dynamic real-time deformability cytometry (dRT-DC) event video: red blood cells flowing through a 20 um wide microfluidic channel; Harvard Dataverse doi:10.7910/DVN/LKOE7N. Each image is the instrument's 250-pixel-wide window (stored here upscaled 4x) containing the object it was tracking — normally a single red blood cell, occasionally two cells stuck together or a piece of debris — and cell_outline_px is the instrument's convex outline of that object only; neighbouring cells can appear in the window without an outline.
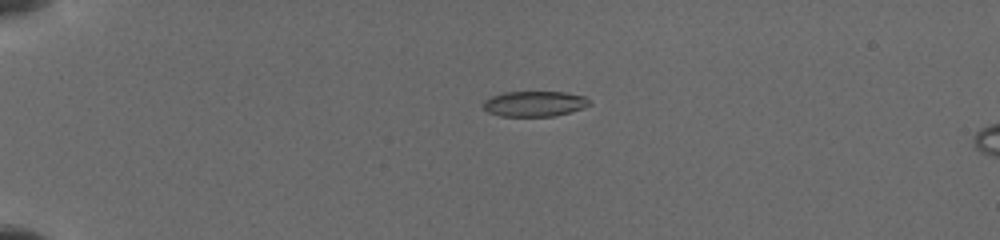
{"species": "common noctule bat (a hibernating species)", "species_latin": "Nyctalus noctula", "temperature_condition": "cold", "stored_images_in_passage": 25, "camera_frame_rate_fps": 3000, "um_per_image_px": 0.085, "animal": {"sex": "female", "body_mass_g": 19.5, "forearm_length_mm": 54.1}, "frame": {"image": 1, "passage_image": 2, "time_ms": 0.333, "image_size_px": [1000, 240], "cell_outline_px": [[592, 104], [556, 116], [500, 116], [488, 112], [480, 104], [484, 100], [492, 96], [504, 92], [564, 92], [584, 96]], "centroid_in_image_um": [45.38, 8.82], "position_along_channel_um": 39.6, "area_um2": 15.66}}
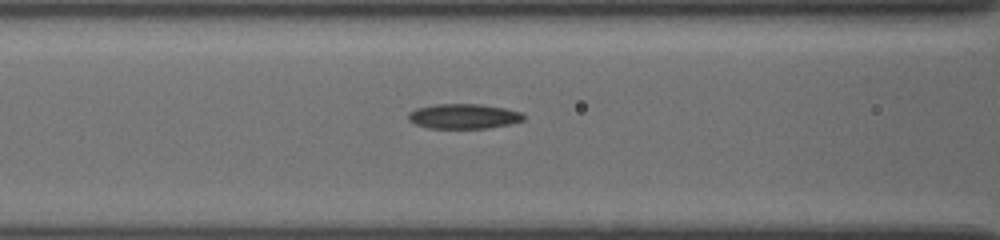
{"frame": {"image": 2, "passage_image": 18, "time_ms": 4.0, "image_size_px": [1000, 240], "cell_outline_px": [[524, 120], [508, 124], [488, 128], [428, 128], [416, 124], [408, 120], [408, 112], [416, 108], [436, 104], [480, 104], [504, 108], [520, 112], [524, 116]], "centroid_in_image_um": [39.37, 9.88], "position_along_channel_um": 127.2, "area_um2": 16.65}}
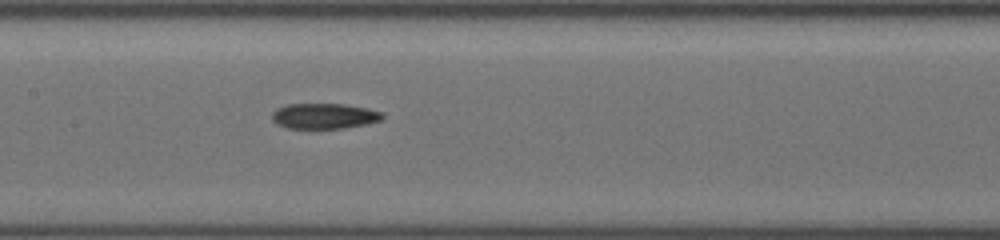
{"frame": {"image": 3, "passage_image": 24, "time_ms": 5.333, "image_size_px": [1000, 240], "cell_outline_px": [[384, 116], [380, 120], [368, 124], [340, 128], [288, 128], [272, 120], [272, 112], [276, 108], [288, 104], [344, 104], [368, 108], [384, 112]], "centroid_in_image_um": [27.59, 9.85], "position_along_channel_um": 179.8, "area_um2": 16.36}}